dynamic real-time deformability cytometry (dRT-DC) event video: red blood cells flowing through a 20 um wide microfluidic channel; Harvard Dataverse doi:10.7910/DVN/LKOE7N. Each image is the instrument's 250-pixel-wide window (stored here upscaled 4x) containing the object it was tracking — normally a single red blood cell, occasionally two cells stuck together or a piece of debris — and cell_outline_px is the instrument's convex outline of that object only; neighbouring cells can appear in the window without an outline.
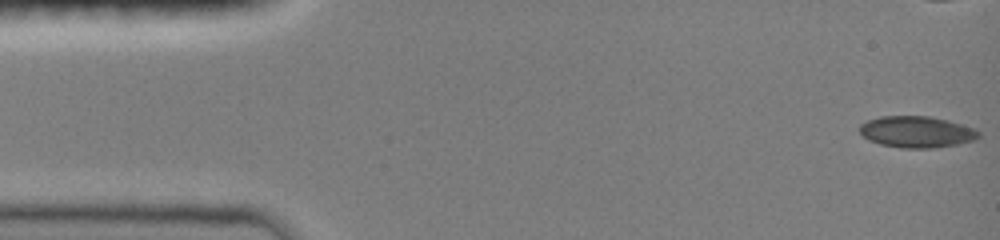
{"species": "common noctule bat (a hibernating species)", "species_latin": "Nyctalus noctula", "temperature_condition": "room temperature", "stored_images_in_passage": 24, "camera_frame_rate_fps": 3000, "um_per_image_px": 0.085, "animal": {"sex": "female", "body_mass_g": 19.0, "forearm_length_mm": 51.5}, "frame": {"image": 1, "passage_image": 1, "time_ms": 0.0, "image_size_px": [1000, 240], "cell_outline_px": [[980, 136], [976, 140], [956, 144], [932, 148], [900, 148], [880, 144], [868, 140], [860, 132], [860, 124], [868, 120], [880, 116], [928, 116], [948, 120], [976, 128], [980, 132]], "centroid_in_image_um": [77.94, 11.21], "position_along_channel_um": 7.1, "area_um2": 21.91}, "authors_computed_cell_mechanics": {"area_um2": 21.2704, "velocity_mm_per_s": 4.0565, "shape_relaxation_time_tau1_ms": null, "shape_relaxation_time_tau2_ms": 6.0021, "deformation_change_tau1": null, "deformation_change_tau2": 0.0637}}